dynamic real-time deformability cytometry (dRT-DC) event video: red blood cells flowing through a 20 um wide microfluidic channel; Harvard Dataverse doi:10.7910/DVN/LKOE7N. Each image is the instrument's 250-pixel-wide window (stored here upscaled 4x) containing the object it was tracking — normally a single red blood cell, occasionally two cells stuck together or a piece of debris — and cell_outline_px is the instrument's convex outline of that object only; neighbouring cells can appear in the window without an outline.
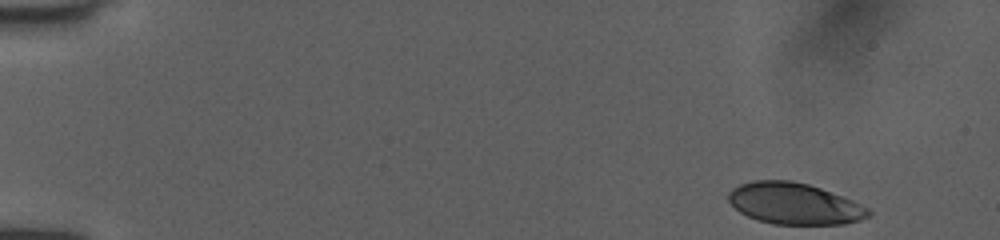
{"species": "human", "species_latin": "Homo sapiens", "temperature_condition": "room temperature", "stored_images_in_passage": 32, "camera_frame_rate_fps": 3000, "um_per_image_px": 0.085, "donor": {"sex": "female"}, "frame": {"image": 1, "passage_image": 1, "time_ms": 0.0, "image_size_px": [1000, 240], "cell_outline_px": [[872, 212], [868, 216], [860, 220], [844, 224], [772, 224], [756, 220], [740, 212], [724, 196], [732, 188], [740, 184], [752, 180], [792, 180], [808, 184], [820, 188], [852, 200], [868, 208]], "centroid_in_image_um": [67.47, 17.3], "position_along_channel_um": 17.5, "area_um2": 33.87}}
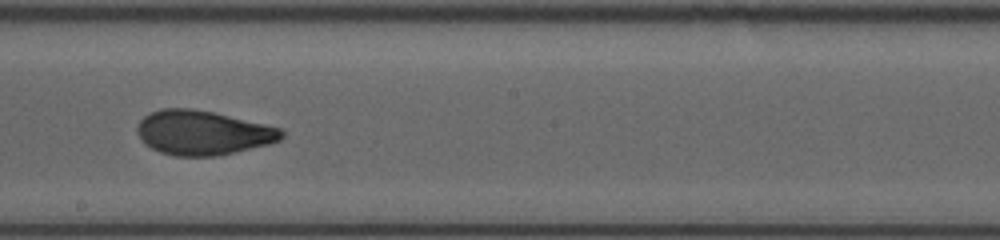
{"frame": {"image": 2, "passage_image": 18, "time_ms": 5.667, "image_size_px": [1000, 240], "cell_outline_px": [[284, 136], [280, 140], [268, 144], [236, 152], [216, 156], [176, 156], [160, 152], [144, 144], [140, 140], [136, 132], [136, 128], [140, 120], [144, 116], [160, 108], [192, 108], [212, 112], [264, 124], [280, 128], [284, 132]], "centroid_in_image_um": [17.2, 11.28], "position_along_channel_um": 231.0, "area_um2": 37.34}}
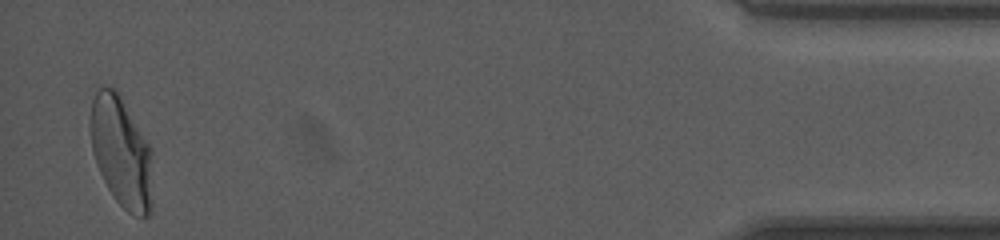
{"frame": {"image": 3, "passage_image": 32, "time_ms": 10.333, "image_size_px": [1000, 240], "cell_outline_px": [[152, 212], [148, 216], [140, 216], [128, 212], [116, 200], [108, 188], [96, 164], [92, 152], [88, 124], [88, 120], [92, 100], [100, 84], [104, 84], [116, 88], [120, 92], [152, 148]], "centroid_in_image_um": [10.3, 12.84], "position_along_channel_um": 424.9, "area_um2": 41.38}}